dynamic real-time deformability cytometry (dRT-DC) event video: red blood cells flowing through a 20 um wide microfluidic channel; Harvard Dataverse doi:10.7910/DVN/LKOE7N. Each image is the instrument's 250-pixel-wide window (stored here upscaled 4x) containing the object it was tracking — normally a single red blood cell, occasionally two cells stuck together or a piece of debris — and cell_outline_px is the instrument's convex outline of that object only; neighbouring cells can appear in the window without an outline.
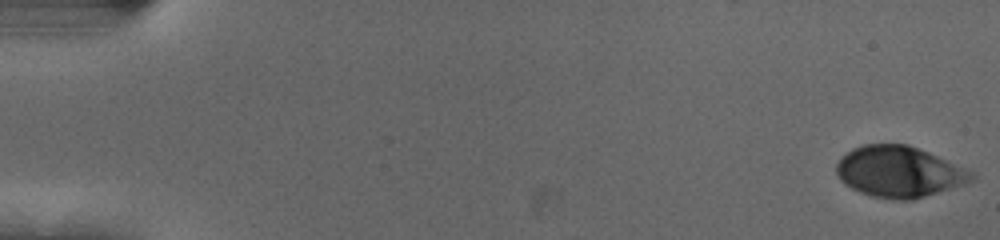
{"species": "human", "species_latin": "Homo sapiens", "temperature_condition": "cold", "stored_images_in_passage": 55, "camera_frame_rate_fps": 3000, "um_per_image_px": 0.085, "donor": {"sex": "female"}, "frame": {"image": 1, "passage_image": 1, "time_ms": 0.0, "image_size_px": [1000, 240], "cell_outline_px": [[976, 180], [964, 184], [912, 200], [900, 200], [872, 196], [860, 192], [844, 184], [840, 180], [836, 172], [836, 164], [852, 148], [864, 144], [908, 144], [928, 152], [964, 168], [972, 172], [976, 176]], "centroid_in_image_um": [76.42, 14.6], "position_along_channel_um": 8.6, "area_um2": 39.88}}
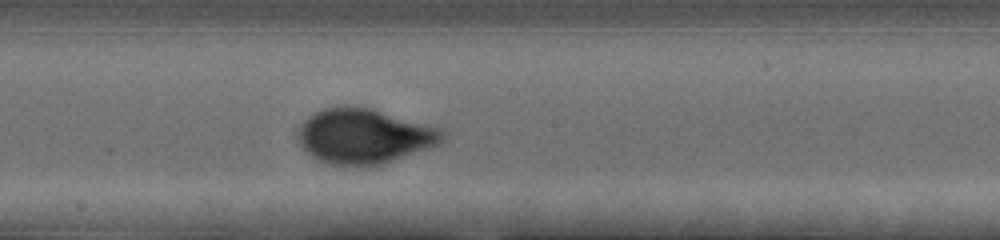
{"frame": {"image": 2, "passage_image": 31, "time_ms": 10.0, "image_size_px": [1000, 240], "cell_outline_px": [[444, 140], [440, 144], [384, 164], [368, 168], [364, 168], [328, 164], [312, 156], [304, 148], [300, 140], [300, 124], [308, 116], [324, 108], [348, 104], [372, 108], [440, 128], [444, 132]], "centroid_in_image_um": [30.98, 11.58], "position_along_channel_um": 217.2, "area_um2": 46.7}}
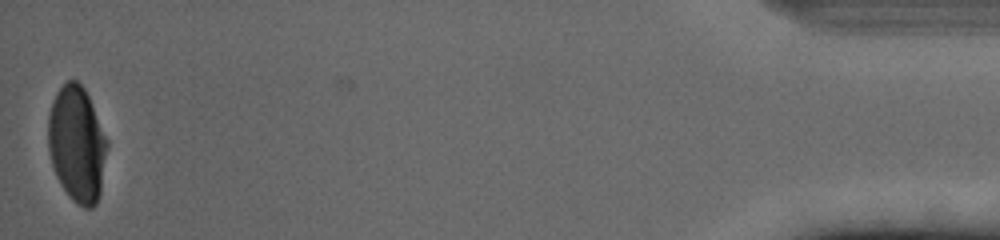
{"frame": {"image": 3, "passage_image": 55, "time_ms": 18.0, "image_size_px": [1000, 240], "cell_outline_px": [[108, 148], [100, 192], [96, 204], [92, 208], [84, 208], [76, 204], [68, 196], [60, 184], [56, 176], [52, 164], [48, 148], [48, 116], [52, 100], [56, 92], [68, 80], [76, 80], [84, 88], [88, 96], [108, 140]], "centroid_in_image_um": [6.54, 12.27], "position_along_channel_um": 428.7, "area_um2": 40.06}, "authors_computed_cell_mechanics": {"area_um2": 42.6564, "velocity_mm_per_s": 3.6892, "shape_relaxation_time_tau1_ms": 3.2634, "shape_relaxation_time_tau2_ms": null, "deformation_change_tau1": 0.166, "deformation_change_tau2": null}}